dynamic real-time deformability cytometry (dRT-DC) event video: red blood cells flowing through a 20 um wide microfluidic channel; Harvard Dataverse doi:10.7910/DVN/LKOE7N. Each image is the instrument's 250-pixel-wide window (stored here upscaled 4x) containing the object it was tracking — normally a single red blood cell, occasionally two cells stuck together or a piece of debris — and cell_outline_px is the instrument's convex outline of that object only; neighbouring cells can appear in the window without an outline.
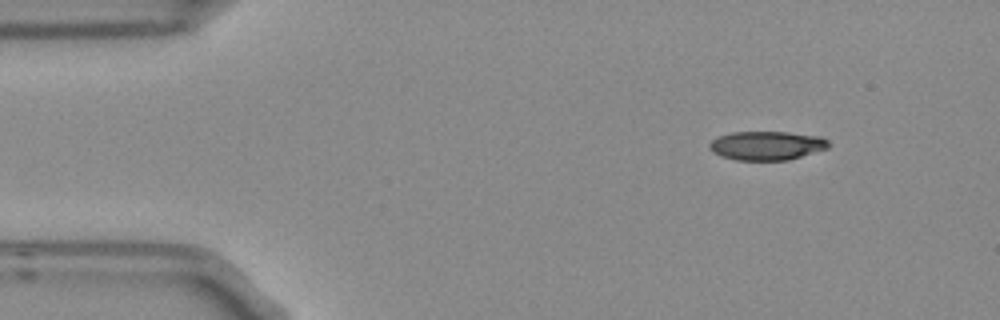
{"species": "Egyptian fruit bat (a non-hibernating species)", "species_latin": "Rousettus aegyptiacus", "temperature_condition": "room temperature", "stored_images_in_passage": 6, "camera_frame_rate_fps": 3000, "um_per_image_px": 0.085, "frame": {"image": 1, "passage_image": 1, "time_ms": 0.0, "image_size_px": [1000, 320], "cell_outline_px": [[832, 144], [828, 148], [788, 160], [736, 160], [720, 156], [712, 152], [708, 148], [708, 144], [716, 136], [732, 132], [788, 132], [820, 136], [828, 140]], "centroid_in_image_um": [65.15, 12.37], "position_along_channel_um": 19.8, "area_um2": 20.29}}
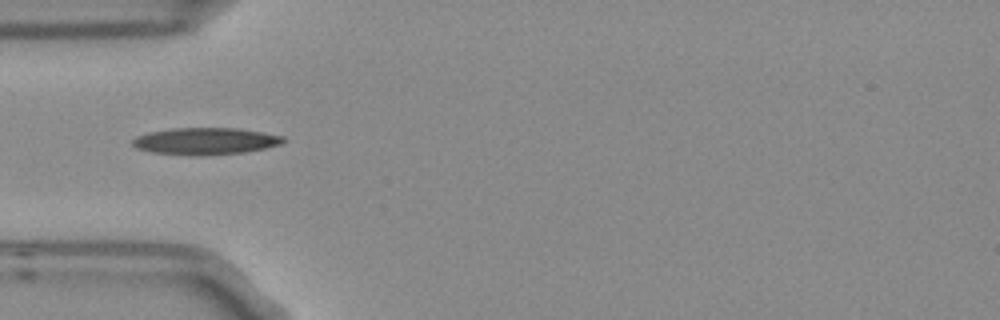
{"frame": {"image": 2, "passage_image": 4, "time_ms": 1.0, "image_size_px": [1000, 320], "cell_outline_px": [[284, 140], [280, 144], [264, 148], [244, 152], [196, 156], [152, 152], [136, 148], [132, 144], [132, 140], [136, 136], [148, 132], [172, 128], [236, 128], [284, 136]], "centroid_in_image_um": [17.41, 11.99], "position_along_channel_um": 67.6, "area_um2": 23.47}}
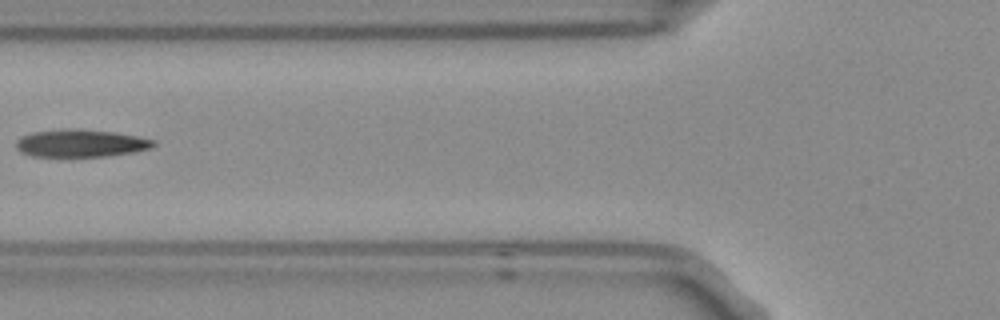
{"frame": {"image": 3, "passage_image": 5, "time_ms": 1.333, "image_size_px": [1000, 320], "cell_outline_px": [[156, 144], [152, 148], [136, 152], [104, 156], [32, 156], [20, 152], [16, 148], [16, 140], [20, 136], [32, 132], [72, 128], [112, 132], [136, 136], [156, 140]], "centroid_in_image_um": [6.86, 12.17], "position_along_channel_um": 118.9, "area_um2": 22.08}}